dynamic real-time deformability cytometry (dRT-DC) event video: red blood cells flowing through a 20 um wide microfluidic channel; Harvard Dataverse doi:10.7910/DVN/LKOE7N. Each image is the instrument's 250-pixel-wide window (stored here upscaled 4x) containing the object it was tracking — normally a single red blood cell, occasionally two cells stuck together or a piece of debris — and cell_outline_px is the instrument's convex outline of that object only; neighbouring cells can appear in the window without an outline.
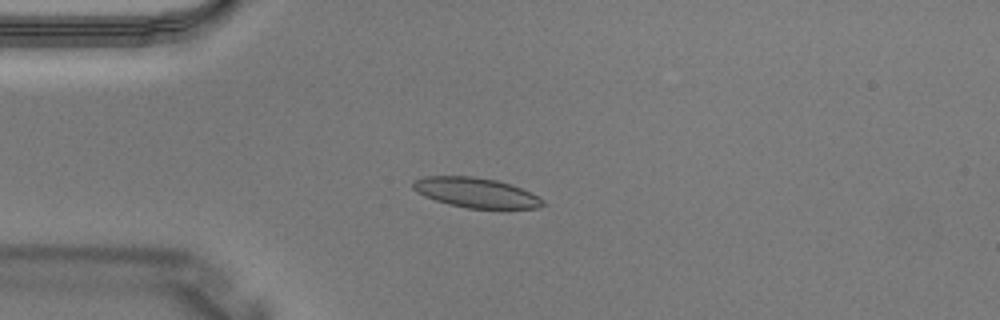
{"species": "Egyptian fruit bat (a non-hibernating species)", "species_latin": "Rousettus aegyptiacus", "temperature_condition": "warm", "stored_images_in_passage": 3, "camera_frame_rate_fps": 3000, "um_per_image_px": 0.085, "animal": {"sex": "male"}, "frame": {"image": 1, "passage_image": 3, "time_ms": 0.667, "image_size_px": [1000, 320], "cell_outline_px": [[548, 204], [540, 208], [468, 208], [448, 204], [424, 196], [416, 192], [412, 188], [412, 180], [424, 176], [472, 176], [496, 180], [520, 188], [544, 200]], "centroid_in_image_um": [40.41, 16.37], "position_along_channel_um": 44.6, "area_um2": 22.54}}